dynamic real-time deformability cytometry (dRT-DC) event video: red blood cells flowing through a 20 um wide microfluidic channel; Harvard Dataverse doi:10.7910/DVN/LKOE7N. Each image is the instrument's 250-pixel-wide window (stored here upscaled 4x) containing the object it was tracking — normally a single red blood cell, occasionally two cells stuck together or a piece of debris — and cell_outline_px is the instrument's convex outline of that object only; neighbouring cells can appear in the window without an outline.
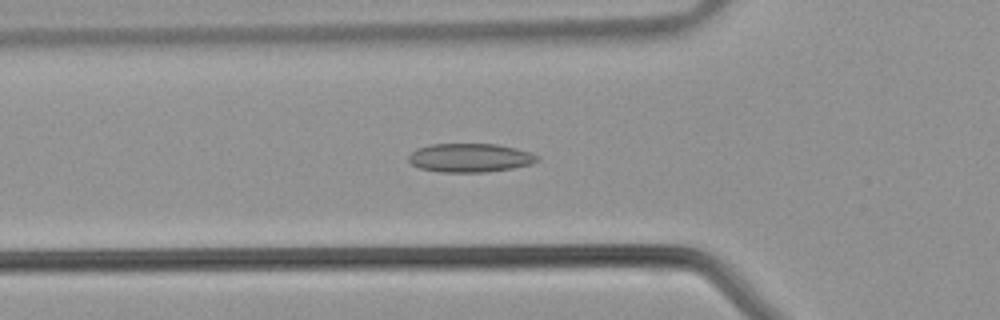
{"species": "common noctule bat (a hibernating species)", "species_latin": "Nyctalus noctula", "temperature_condition": "warm", "stored_images_in_passage": 41, "camera_frame_rate_fps": 3000, "um_per_image_px": 0.085, "animal": {"sex": "male", "body_mass_g": 21.5, "forearm_length_mm": 52.0}, "frame": {"image": 1, "passage_image": 14, "time_ms": 4.333, "image_size_px": [1000, 320], "cell_outline_px": [[540, 156], [532, 164], [512, 168], [484, 172], [440, 172], [420, 168], [412, 164], [408, 160], [408, 156], [416, 148], [432, 144], [496, 144], [516, 148]], "centroid_in_image_um": [39.93, 13.41], "position_along_channel_um": 85.9, "area_um2": 21.44}}
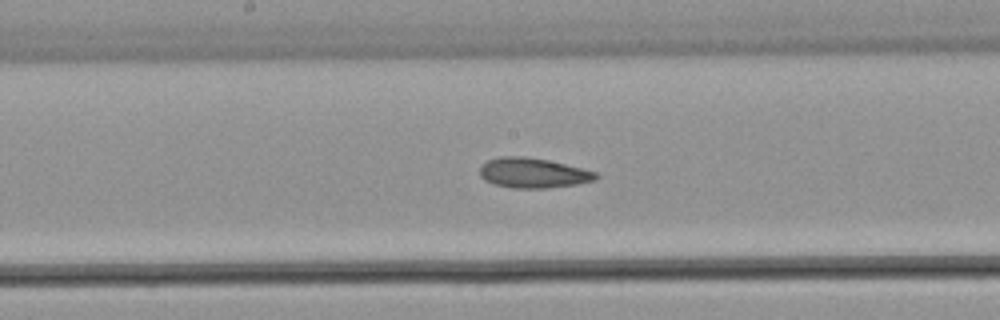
{"frame": {"image": 2, "passage_image": 21, "time_ms": 6.667, "image_size_px": [1000, 320], "cell_outline_px": [[600, 176], [592, 180], [576, 184], [548, 188], [512, 188], [496, 184], [484, 180], [480, 176], [480, 168], [488, 160], [500, 156], [524, 156], [548, 160], [596, 172]], "centroid_in_image_um": [45.28, 14.7], "position_along_channel_um": 202.9, "area_um2": 20.06}}
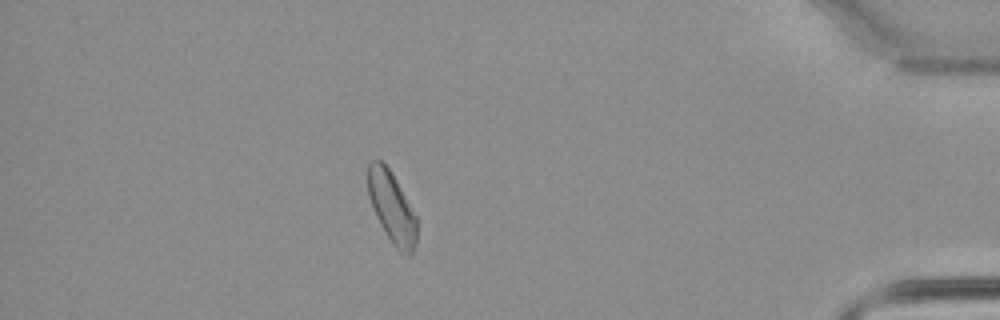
{"frame": {"image": 3, "passage_image": 36, "time_ms": 11.667, "image_size_px": [1000, 320], "cell_outline_px": [[416, 244], [412, 256], [408, 256], [400, 252], [392, 244], [380, 224], [372, 208], [368, 196], [368, 164], [372, 160], [380, 160], [388, 168], [396, 180], [416, 216]], "centroid_in_image_um": [33.3, 17.67], "position_along_channel_um": 401.9, "area_um2": 20.17}}